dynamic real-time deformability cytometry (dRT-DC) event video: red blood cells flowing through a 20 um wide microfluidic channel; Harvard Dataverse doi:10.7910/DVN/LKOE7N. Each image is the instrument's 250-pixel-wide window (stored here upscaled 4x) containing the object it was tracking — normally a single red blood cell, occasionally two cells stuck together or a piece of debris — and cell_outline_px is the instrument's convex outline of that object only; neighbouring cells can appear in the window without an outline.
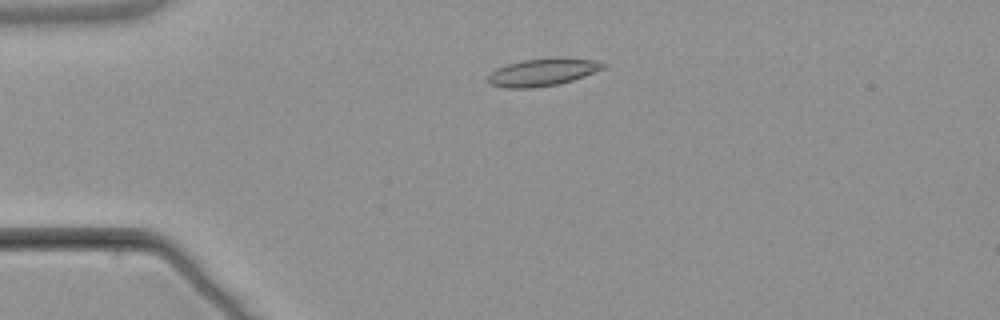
{"species": "common noctule bat (a hibernating species)", "species_latin": "Nyctalus noctula", "temperature_condition": "warm", "stored_images_in_passage": 4, "camera_frame_rate_fps": 3000, "um_per_image_px": 0.085, "animal": {"sex": "male", "body_mass_g": 21.5, "forearm_length_mm": 52.0}, "frame": {"image": 1, "passage_image": 3, "time_ms": 2.333, "image_size_px": [1000, 320], "cell_outline_px": [[608, 64], [604, 68], [584, 76], [560, 84], [532, 88], [504, 88], [488, 84], [488, 76], [496, 68], [508, 64], [524, 60], [552, 56], [564, 56], [596, 60]], "centroid_in_image_um": [46.16, 6.11], "position_along_channel_um": 38.8, "area_um2": 18.9}}